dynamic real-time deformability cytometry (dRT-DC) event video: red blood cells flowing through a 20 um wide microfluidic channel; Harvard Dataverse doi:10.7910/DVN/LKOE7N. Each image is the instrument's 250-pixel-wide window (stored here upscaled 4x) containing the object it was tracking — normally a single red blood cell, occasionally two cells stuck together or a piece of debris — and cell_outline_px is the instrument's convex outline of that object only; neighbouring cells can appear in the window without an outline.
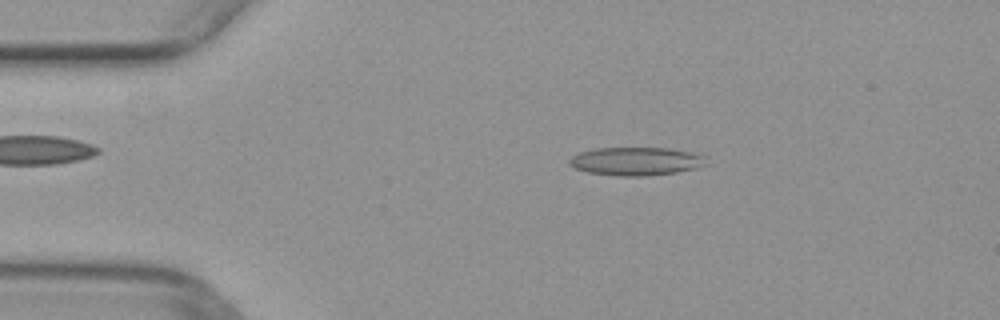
{"species": "common noctule bat (a hibernating species)", "species_latin": "Nyctalus noctula", "temperature_condition": "warm", "stored_images_in_passage": 50, "camera_frame_rate_fps": 3000, "um_per_image_px": 0.085, "animal": {"sex": "female", "body_mass_g": 29.2, "forearm_length_mm": 56.3}, "frame": {"image": 1, "passage_image": 9, "time_ms": 2.667, "image_size_px": [1000, 320], "cell_outline_px": [[708, 164], [696, 168], [676, 172], [644, 176], [620, 176], [588, 172], [572, 168], [568, 164], [568, 160], [572, 156], [580, 152], [596, 148], [668, 148], [692, 152], [704, 156]], "centroid_in_image_um": [54.04, 13.71], "position_along_channel_um": 31.0, "area_um2": 22.6}}
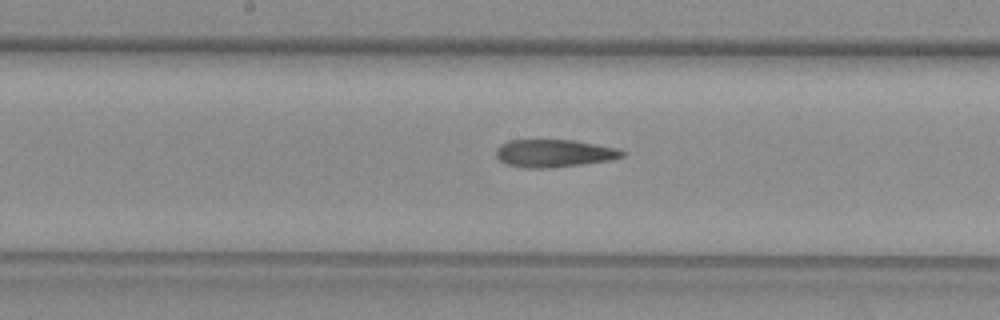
{"frame": {"image": 2, "passage_image": 25, "time_ms": 8.0, "image_size_px": [1000, 320], "cell_outline_px": [[624, 156], [608, 160], [580, 164], [548, 168], [524, 168], [508, 164], [500, 160], [496, 156], [496, 148], [500, 144], [508, 140], [572, 140], [616, 148], [624, 152]], "centroid_in_image_um": [47.03, 13.02], "position_along_channel_um": 201.2, "area_um2": 20.06}}
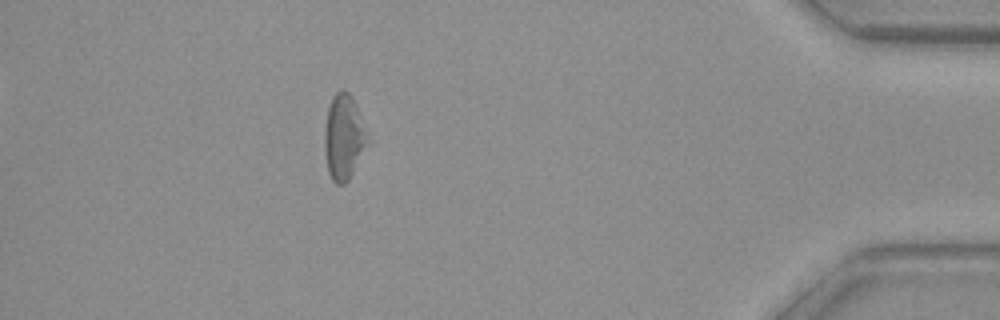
{"frame": {"image": 3, "passage_image": 44, "time_ms": 14.333, "image_size_px": [1000, 320], "cell_outline_px": [[372, 144], [348, 180], [344, 184], [336, 184], [332, 180], [328, 172], [324, 152], [324, 132], [328, 108], [332, 96], [340, 88], [344, 88], [352, 96], [356, 104]], "centroid_in_image_um": [29.26, 11.67], "position_along_channel_um": 405.9, "area_um2": 22.2}}